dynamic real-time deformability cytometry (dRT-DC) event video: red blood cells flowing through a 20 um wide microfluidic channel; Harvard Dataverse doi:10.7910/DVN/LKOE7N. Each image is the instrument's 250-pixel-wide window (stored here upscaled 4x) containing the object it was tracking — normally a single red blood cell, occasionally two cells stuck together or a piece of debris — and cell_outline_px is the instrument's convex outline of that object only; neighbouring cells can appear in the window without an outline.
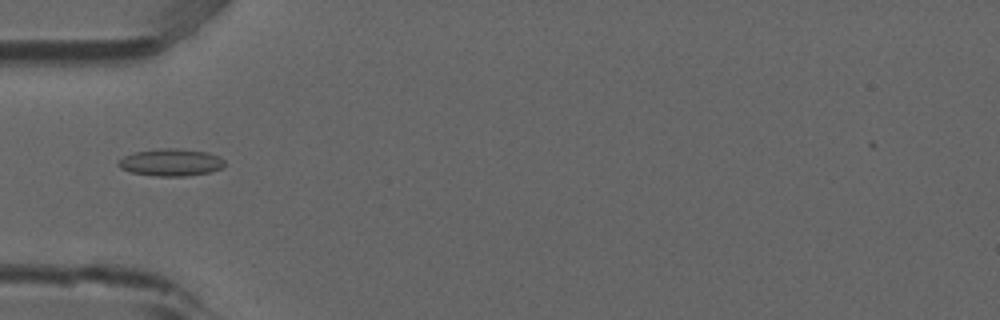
{"species": "common noctule bat (a hibernating species)", "species_latin": "Nyctalus noctula", "temperature_condition": "room temperature", "stored_images_in_passage": 6, "camera_frame_rate_fps": 3000, "um_per_image_px": 0.085, "animal": {"sex": "male", "forearm_length_mm": 52.5}, "frame": {"image": 1, "passage_image": 5, "time_ms": 1.333, "image_size_px": [1000, 320], "cell_outline_px": [[224, 164], [220, 168], [208, 172], [184, 176], [156, 176], [132, 172], [120, 168], [116, 164], [124, 156], [132, 152], [160, 148], [176, 148], [208, 152], [220, 156], [224, 160]], "centroid_in_image_um": [14.5, 13.79], "position_along_channel_um": 70.5, "area_um2": 16.82}}
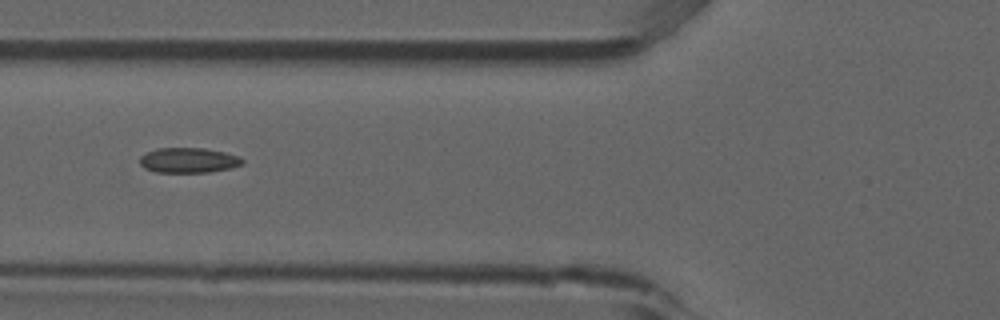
{"frame": {"image": 2, "passage_image": 6, "time_ms": 1.667, "image_size_px": [1000, 320], "cell_outline_px": [[244, 164], [232, 168], [208, 172], [156, 172], [144, 168], [140, 164], [140, 156], [144, 152], [156, 148], [204, 148], [224, 152], [240, 156], [244, 160]], "centroid_in_image_um": [16.02, 13.62], "position_along_channel_um": 109.8, "area_um2": 15.2}}